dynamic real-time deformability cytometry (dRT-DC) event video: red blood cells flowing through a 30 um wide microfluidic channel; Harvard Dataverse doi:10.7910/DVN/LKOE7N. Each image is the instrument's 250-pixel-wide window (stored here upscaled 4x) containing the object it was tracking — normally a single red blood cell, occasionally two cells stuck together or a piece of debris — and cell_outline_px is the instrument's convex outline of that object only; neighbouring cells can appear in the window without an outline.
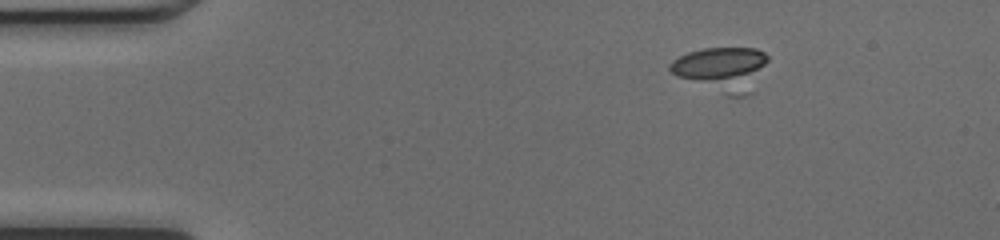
{"species": "common noctule bat (a hibernating species)", "species_latin": "Nyctalus noctula", "temperature_condition": "cold", "stored_images_in_passage": 50, "camera_frame_rate_fps": 3000, "um_per_image_px": 0.085, "animal": {"sex": "female", "body_mass_g": 17.0, "forearm_length_mm": 48.0}, "frame": {"image": 1, "passage_image": 8, "time_ms": 2.333, "image_size_px": [1000, 240], "cell_outline_px": [[768, 60], [752, 92], [744, 96], [728, 96], [676, 76], [668, 68], [668, 64], [672, 60], [688, 52], [704, 48], [756, 48], [764, 52], [768, 56]], "centroid_in_image_um": [61.36, 5.87], "position_along_channel_um": 23.6, "area_um2": 25.26}}